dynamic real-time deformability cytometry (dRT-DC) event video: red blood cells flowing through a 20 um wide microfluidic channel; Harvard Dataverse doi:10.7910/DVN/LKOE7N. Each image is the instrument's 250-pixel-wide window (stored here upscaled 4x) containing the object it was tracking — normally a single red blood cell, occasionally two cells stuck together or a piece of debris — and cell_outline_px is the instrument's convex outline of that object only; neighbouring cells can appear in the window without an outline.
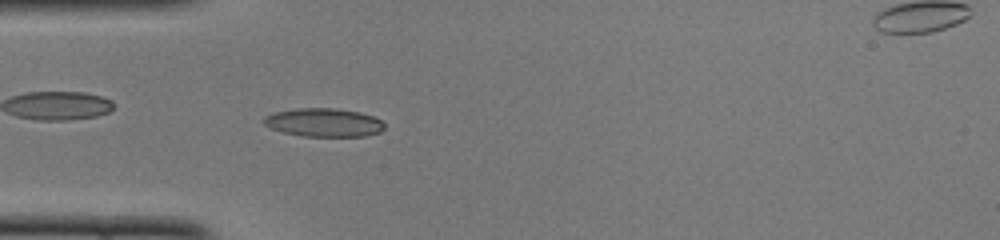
{"species": "common noctule bat (a hibernating species)", "species_latin": "Nyctalus noctula", "temperature_condition": "cold", "stored_images_in_passage": 49, "camera_frame_rate_fps": 3000, "um_per_image_px": 0.085, "animal": {"sex": "female", "body_mass_g": 22.0, "forearm_length_mm": 56.7}, "frame": {"image": 1, "passage_image": 14, "time_ms": 4.333, "image_size_px": [1000, 240], "cell_outline_px": [[384, 128], [380, 132], [364, 136], [304, 136], [284, 132], [272, 128], [264, 124], [264, 116], [272, 112], [296, 108], [336, 108], [360, 112], [372, 116], [380, 120], [384, 124]], "centroid_in_image_um": [27.51, 10.4], "position_along_channel_um": 57.5, "area_um2": 19.94}}
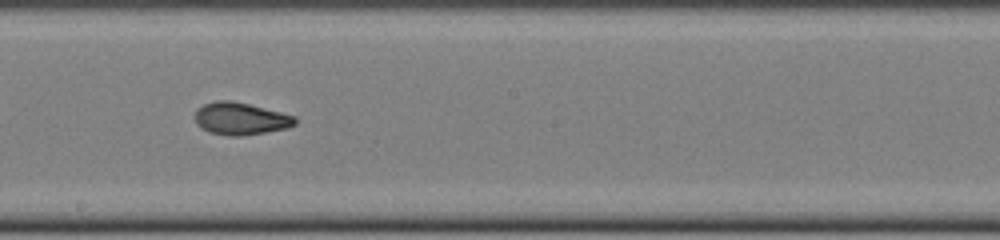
{"frame": {"image": 2, "passage_image": 27, "time_ms": 8.667, "image_size_px": [1000, 240], "cell_outline_px": [[296, 124], [288, 128], [240, 136], [228, 136], [208, 132], [200, 128], [196, 124], [196, 108], [204, 104], [216, 100], [232, 100], [296, 116]], "centroid_in_image_um": [20.42, 10.09], "position_along_channel_um": 227.8, "area_um2": 18.9}}
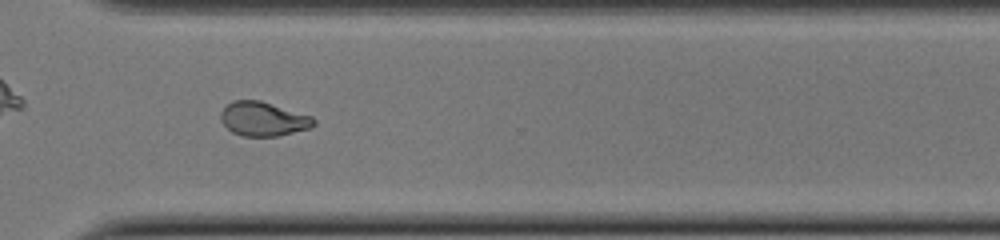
{"frame": {"image": 3, "passage_image": 36, "time_ms": 11.667, "image_size_px": [1000, 240], "cell_outline_px": [[316, 124], [312, 128], [276, 136], [244, 136], [232, 132], [220, 120], [220, 112], [232, 100], [260, 100], [312, 116], [316, 120]], "centroid_in_image_um": [22.39, 10.11], "position_along_channel_um": 348.2, "area_um2": 18.55}, "authors_computed_cell_mechanics": {"area_um2": 18.7272, "velocity_mm_per_s": 4.0022, "shape_relaxation_time_tau1_ms": 8.6473, "shape_relaxation_time_tau2_ms": 1.5152, "deformation_change_tau1": 0.2457, "deformation_change_tau2": 0.0587}}